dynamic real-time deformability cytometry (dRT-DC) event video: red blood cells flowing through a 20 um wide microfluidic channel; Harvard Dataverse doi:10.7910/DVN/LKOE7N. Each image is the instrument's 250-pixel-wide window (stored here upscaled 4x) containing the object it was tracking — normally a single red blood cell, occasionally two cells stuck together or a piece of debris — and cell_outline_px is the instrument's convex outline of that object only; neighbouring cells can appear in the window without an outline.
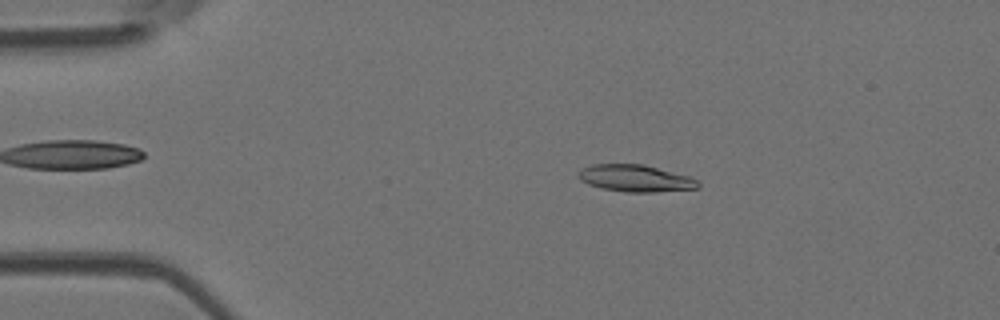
{"species": "Egyptian fruit bat (a non-hibernating species)", "species_latin": "Rousettus aegyptiacus", "temperature_condition": "room temperature", "stored_images_in_passage": 46, "camera_frame_rate_fps": 3000, "um_per_image_px": 0.085, "animal": {"sex": "female"}, "frame": {"image": 1, "passage_image": 6, "time_ms": 1.667, "image_size_px": [1000, 320], "cell_outline_px": [[700, 188], [656, 192], [628, 192], [600, 188], [588, 184], [580, 180], [576, 176], [584, 168], [592, 164], [644, 164], [688, 176], [696, 180], [700, 184]], "centroid_in_image_um": [54.01, 15.16], "position_along_channel_um": 31.0, "area_um2": 18.73}}
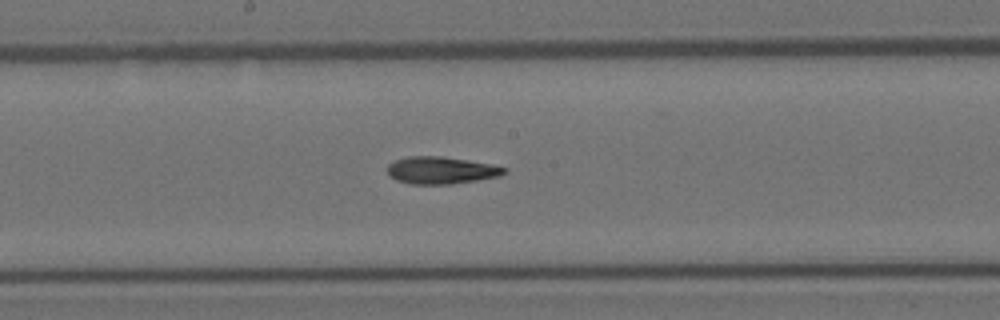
{"frame": {"image": 2, "passage_image": 23, "time_ms": 7.333, "image_size_px": [1000, 320], "cell_outline_px": [[508, 172], [500, 176], [452, 184], [408, 184], [396, 180], [388, 176], [388, 164], [396, 160], [408, 156], [440, 156], [468, 160], [492, 164], [508, 168]], "centroid_in_image_um": [37.5, 14.48], "position_along_channel_um": 210.7, "area_um2": 18.67}}
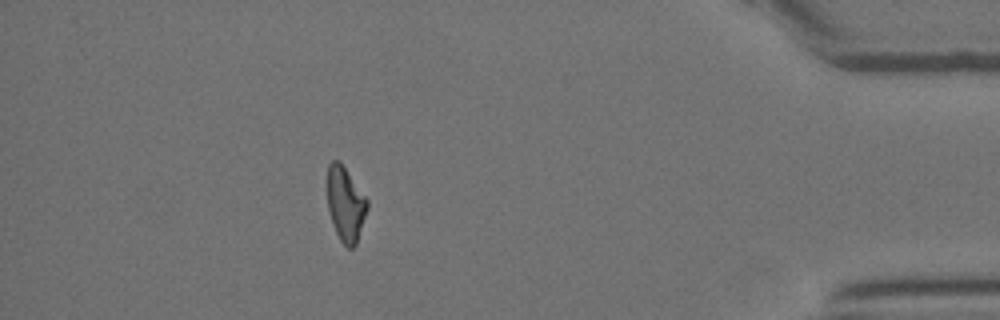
{"frame": {"image": 3, "passage_image": 41, "time_ms": 13.333, "image_size_px": [1000, 320], "cell_outline_px": [[368, 208], [356, 244], [352, 248], [348, 248], [340, 240], [336, 232], [328, 212], [324, 180], [328, 164], [332, 160], [340, 160], [368, 200]], "centroid_in_image_um": [29.31, 17.27], "position_along_channel_um": 405.9, "area_um2": 17.98}, "authors_computed_cell_mechanics": {"area_um2": 18.3226, "velocity_mm_per_s": 4.0693, "shape_relaxation_time_tau1_ms": 7.2719, "shape_relaxation_time_tau2_ms": 4.9873, "deformation_change_tau1": 0.2007, "deformation_change_tau2": 0.139}}